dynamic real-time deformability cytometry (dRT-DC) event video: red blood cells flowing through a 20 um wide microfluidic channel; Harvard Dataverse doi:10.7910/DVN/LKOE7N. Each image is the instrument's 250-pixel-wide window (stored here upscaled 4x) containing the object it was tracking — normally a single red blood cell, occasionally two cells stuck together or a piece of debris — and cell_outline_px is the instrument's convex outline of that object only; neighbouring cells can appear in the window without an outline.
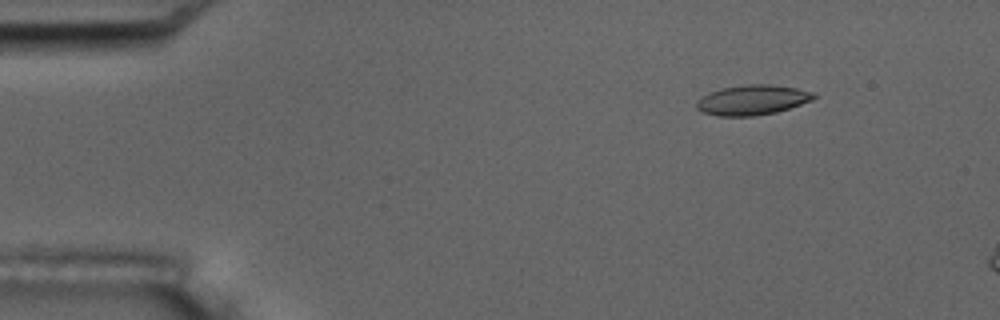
{"species": "common noctule bat (a hibernating species)", "species_latin": "Nyctalus noctula", "temperature_condition": "room temperature", "stored_images_in_passage": 12, "camera_frame_rate_fps": 3000, "um_per_image_px": 0.085, "animal": {"sex": "male", "body_mass_g": 17.5, "forearm_length_mm": 52.3}, "frame": {"image": 1, "passage_image": 6, "time_ms": 1.667, "image_size_px": [1000, 320], "cell_outline_px": [[816, 96], [812, 100], [776, 112], [752, 116], [716, 116], [704, 112], [696, 108], [696, 100], [712, 92], [724, 88], [748, 84], [768, 84], [796, 88], [816, 92]], "centroid_in_image_um": [63.97, 8.5], "position_along_channel_um": 21.0, "area_um2": 20.23}}